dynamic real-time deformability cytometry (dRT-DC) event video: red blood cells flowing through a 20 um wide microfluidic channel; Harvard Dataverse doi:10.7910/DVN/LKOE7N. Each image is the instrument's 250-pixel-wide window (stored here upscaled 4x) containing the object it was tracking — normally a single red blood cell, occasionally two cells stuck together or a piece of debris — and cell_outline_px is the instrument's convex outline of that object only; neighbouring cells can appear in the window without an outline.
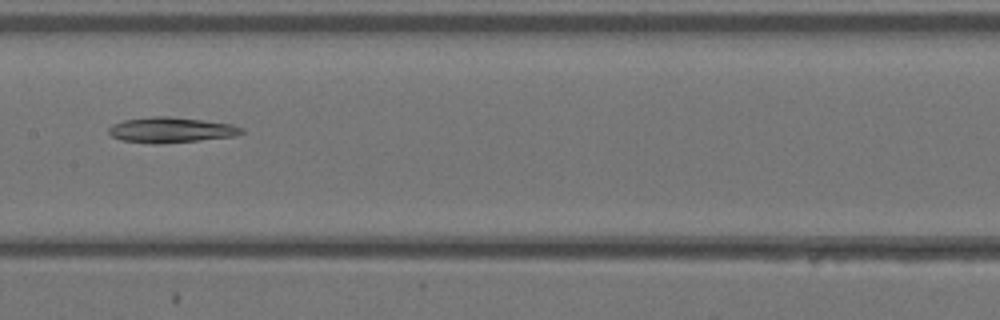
{"species": "Egyptian fruit bat (a non-hibernating species)", "species_latin": "Rousettus aegyptiacus", "temperature_condition": "warm", "stored_images_in_passage": 36, "segment_of_instrument_passage": [1, 2], "camera_frame_rate_fps": 3000, "um_per_image_px": 0.085, "animal": {"sex": "female"}, "frame": {"image": 1, "passage_image": 20, "time_ms": 6.333, "image_size_px": [1000, 320], "cell_outline_px": [[244, 132], [236, 136], [200, 140], [156, 144], [152, 144], [120, 140], [112, 136], [108, 132], [108, 128], [112, 124], [124, 120], [152, 116], [168, 116], [232, 124], [244, 128]], "centroid_in_image_um": [14.52, 11.05], "position_along_channel_um": 192.9, "area_um2": 19.71}}
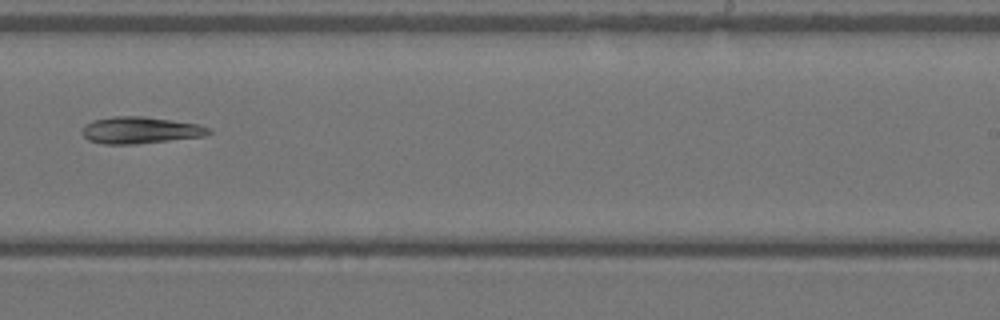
{"frame": {"image": 2, "passage_image": 25, "time_ms": 8.0, "image_size_px": [1000, 320], "cell_outline_px": [[212, 132], [204, 136], [136, 144], [104, 144], [88, 140], [80, 132], [84, 124], [92, 120], [112, 116], [144, 116], [196, 124], [212, 128]], "centroid_in_image_um": [11.87, 11.06], "position_along_channel_um": 277.1, "area_um2": 19.83}}
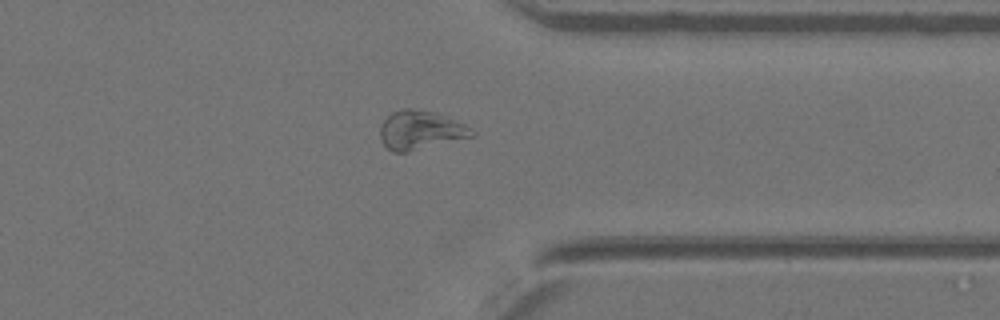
{"frame": {"image": 3, "passage_image": 31, "time_ms": 10.0, "image_size_px": [1000, 320], "cell_outline_px": [[476, 132], [472, 136], [408, 152], [392, 152], [384, 144], [380, 136], [380, 124], [392, 112], [404, 108], [412, 108], [432, 112], [464, 124]], "centroid_in_image_um": [35.69, 11.07], "position_along_channel_um": 375.7, "area_um2": 20.35}}